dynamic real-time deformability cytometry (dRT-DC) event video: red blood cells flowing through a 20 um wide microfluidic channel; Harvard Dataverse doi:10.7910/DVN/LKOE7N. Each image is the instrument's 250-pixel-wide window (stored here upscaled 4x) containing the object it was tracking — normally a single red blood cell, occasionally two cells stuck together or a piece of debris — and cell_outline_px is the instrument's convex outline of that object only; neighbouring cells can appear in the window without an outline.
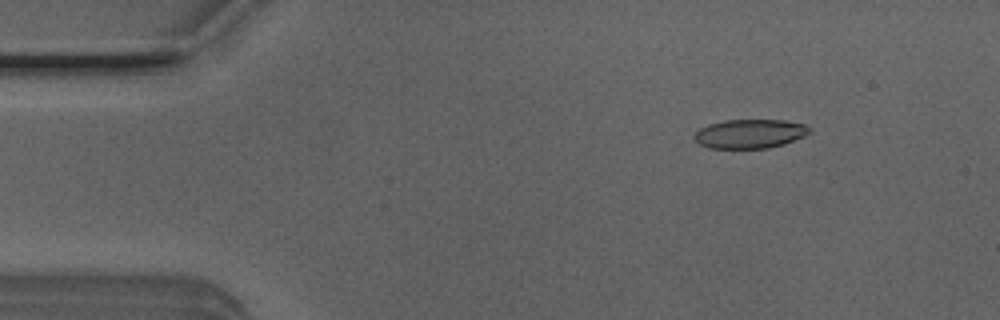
{"species": "Egyptian fruit bat (a non-hibernating species)", "species_latin": "Rousettus aegyptiacus", "temperature_condition": "room temperature", "stored_images_in_passage": 5, "camera_frame_rate_fps": 3000, "um_per_image_px": 0.085, "animal": {"sex": "male"}, "frame": {"image": 1, "passage_image": 2, "time_ms": 0.333, "image_size_px": [1000, 320], "cell_outline_px": [[812, 132], [808, 136], [784, 144], [768, 148], [708, 148], [700, 144], [692, 136], [700, 128], [708, 124], [724, 120], [784, 120], [804, 124], [812, 128]], "centroid_in_image_um": [63.79, 11.37], "position_along_channel_um": 21.2, "area_um2": 19.77}}